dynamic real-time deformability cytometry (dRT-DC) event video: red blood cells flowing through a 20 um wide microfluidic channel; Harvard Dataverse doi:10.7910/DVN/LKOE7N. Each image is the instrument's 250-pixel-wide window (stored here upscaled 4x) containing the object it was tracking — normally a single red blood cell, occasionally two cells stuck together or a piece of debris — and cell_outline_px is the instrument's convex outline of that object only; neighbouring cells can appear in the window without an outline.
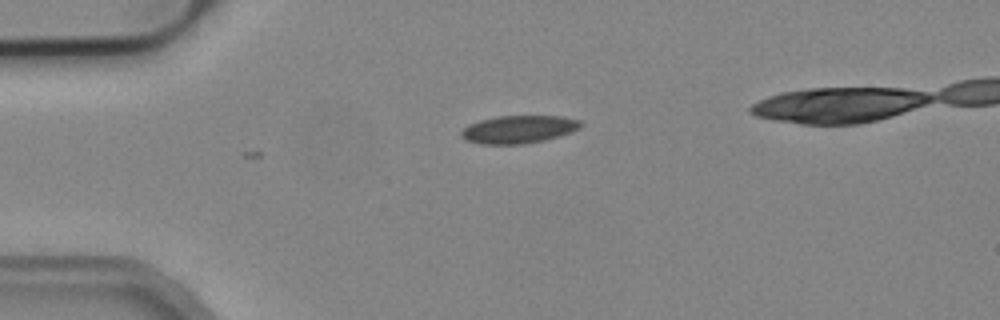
{"species": "common noctule bat (a hibernating species)", "species_latin": "Nyctalus noctula", "temperature_condition": "cold", "stored_images_in_passage": 11, "camera_frame_rate_fps": 3000, "um_per_image_px": 0.085, "animal": {"sex": "male", "body_mass_g": 19.2, "forearm_length_mm": 51.8}, "frame": {"image": 1, "passage_image": 1, "time_ms": 0.0, "image_size_px": [1000, 320], "cell_outline_px": [[584, 124], [580, 128], [572, 132], [560, 136], [544, 140], [524, 144], [480, 144], [464, 140], [460, 136], [460, 132], [468, 124], [480, 120], [496, 116], [564, 116], [580, 120]], "centroid_in_image_um": [44.09, 10.99], "position_along_channel_um": 40.9, "area_um2": 19.65}}
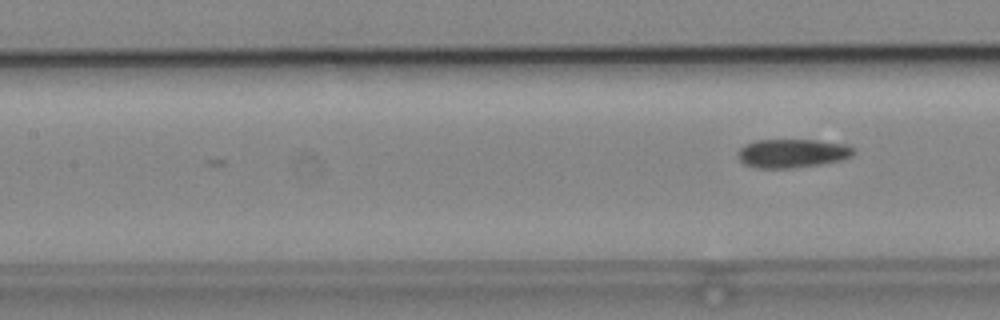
{"frame": {"image": 2, "passage_image": 11, "time_ms": 3.333, "image_size_px": [1000, 320], "cell_outline_px": [[856, 152], [852, 156], [840, 160], [820, 164], [792, 168], [756, 168], [744, 164], [736, 156], [736, 152], [744, 144], [756, 140], [816, 140], [848, 144], [856, 148]], "centroid_in_image_um": [67.34, 13.02], "position_along_channel_um": 140.1, "area_um2": 19.65}}